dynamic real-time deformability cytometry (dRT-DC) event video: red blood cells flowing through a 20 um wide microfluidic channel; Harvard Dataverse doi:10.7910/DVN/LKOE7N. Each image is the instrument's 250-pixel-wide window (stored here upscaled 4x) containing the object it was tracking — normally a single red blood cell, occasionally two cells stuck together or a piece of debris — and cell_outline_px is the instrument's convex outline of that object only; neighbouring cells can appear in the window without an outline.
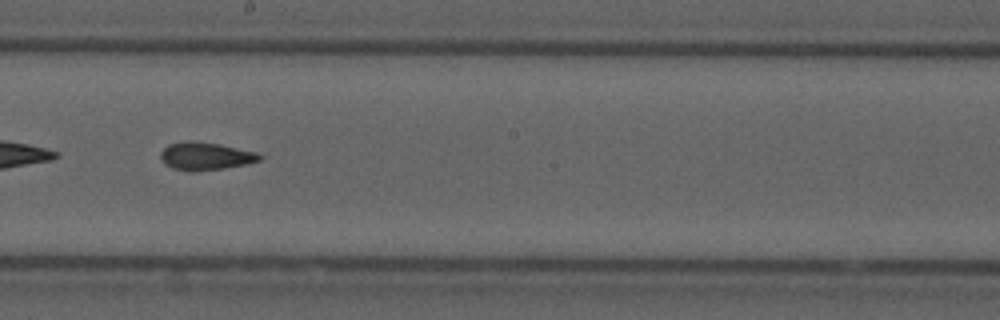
{"species": "common noctule bat (a hibernating species)", "species_latin": "Nyctalus noctula", "temperature_condition": "cold", "stored_images_in_passage": 44, "segment_of_instrument_passage": [2, 2], "camera_frame_rate_fps": 3000, "um_per_image_px": 0.085, "animal": {"sex": "male", "forearm_length_mm": 52.5}, "frame": {"image": 1, "passage_image": 26, "time_ms": 8.333, "image_size_px": [1000, 320], "cell_outline_px": [[264, 156], [260, 160], [248, 164], [224, 168], [196, 172], [188, 172], [172, 168], [164, 164], [160, 156], [160, 152], [168, 144], [184, 140], [192, 140], [220, 144], [256, 152]], "centroid_in_image_um": [17.45, 13.27], "position_along_channel_um": 230.8, "area_um2": 16.42}}